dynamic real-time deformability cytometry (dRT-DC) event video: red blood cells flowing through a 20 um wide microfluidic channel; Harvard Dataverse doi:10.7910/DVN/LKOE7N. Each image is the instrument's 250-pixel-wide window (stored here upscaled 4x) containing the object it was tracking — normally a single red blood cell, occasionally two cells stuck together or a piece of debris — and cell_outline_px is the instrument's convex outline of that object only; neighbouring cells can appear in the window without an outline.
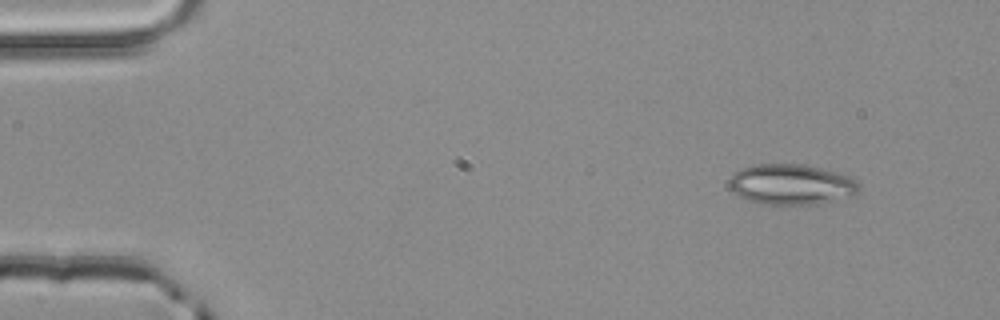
{"species": "common noctule bat (a hibernating species)", "species_latin": "Nyctalus noctula", "temperature_condition": "room temperature", "stored_images_in_passage": 3, "camera_frame_rate_fps": 3000, "um_per_image_px": 0.085, "animal": {"sex": "male", "body_mass_g": 20.4}, "frame": {"image": 1, "passage_image": 1, "time_ms": 0.0, "image_size_px": [1000, 320], "cell_outline_px": [[860, 188], [852, 196], [816, 204], [760, 204], [748, 200], [732, 192], [728, 184], [728, 180], [740, 168], [756, 164], [800, 164], [820, 168], [836, 172], [848, 176], [856, 180], [860, 184]], "centroid_in_image_um": [67.24, 15.67], "position_along_channel_um": 17.8, "area_um2": 30.58}}